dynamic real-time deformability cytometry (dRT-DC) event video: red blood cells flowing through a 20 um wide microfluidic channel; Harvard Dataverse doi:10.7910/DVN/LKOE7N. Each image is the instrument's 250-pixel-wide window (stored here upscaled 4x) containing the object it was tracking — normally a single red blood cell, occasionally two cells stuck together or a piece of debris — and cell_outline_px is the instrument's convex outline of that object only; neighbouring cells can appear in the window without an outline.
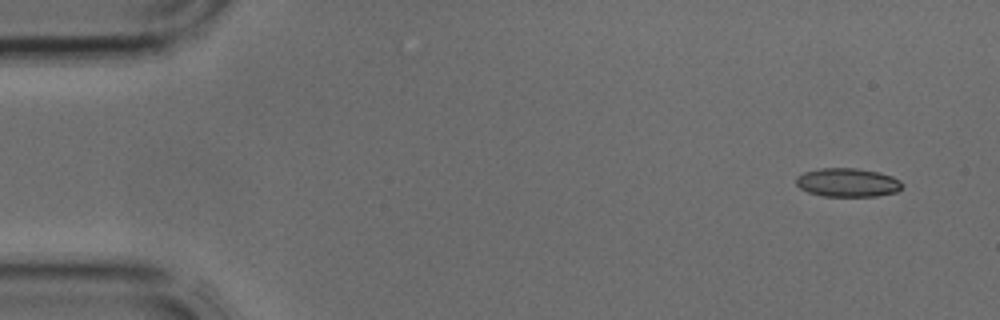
{"species": "common noctule bat (a hibernating species)", "species_latin": "Nyctalus noctula", "temperature_condition": "cold", "stored_images_in_passage": 4, "camera_frame_rate_fps": 3000, "um_per_image_px": 0.085, "animal": {"sex": "male", "body_mass_g": 17.9, "forearm_length_mm": 54.2}, "frame": {"image": 1, "passage_image": 1, "time_ms": 0.0, "image_size_px": [1000, 320], "cell_outline_px": [[904, 184], [896, 192], [876, 196], [824, 196], [808, 192], [800, 188], [796, 184], [796, 176], [804, 172], [820, 168], [856, 168], [880, 172], [892, 176], [900, 180]], "centroid_in_image_um": [72.05, 15.5], "position_along_channel_um": 13.0, "area_um2": 17.8}}
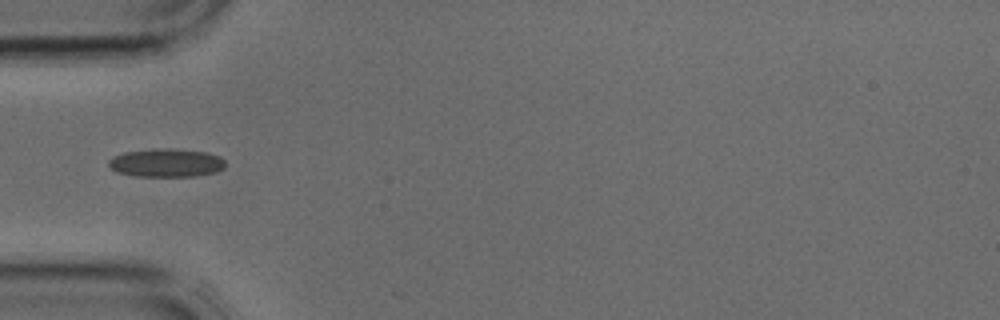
{"frame": {"image": 2, "passage_image": 4, "time_ms": 1.0, "image_size_px": [1000, 320], "cell_outline_px": [[224, 168], [216, 172], [196, 176], [136, 176], [116, 172], [108, 164], [108, 160], [112, 156], [124, 152], [208, 152], [220, 156], [224, 160]], "centroid_in_image_um": [14.14, 13.91], "position_along_channel_um": 70.9, "area_um2": 18.03}}